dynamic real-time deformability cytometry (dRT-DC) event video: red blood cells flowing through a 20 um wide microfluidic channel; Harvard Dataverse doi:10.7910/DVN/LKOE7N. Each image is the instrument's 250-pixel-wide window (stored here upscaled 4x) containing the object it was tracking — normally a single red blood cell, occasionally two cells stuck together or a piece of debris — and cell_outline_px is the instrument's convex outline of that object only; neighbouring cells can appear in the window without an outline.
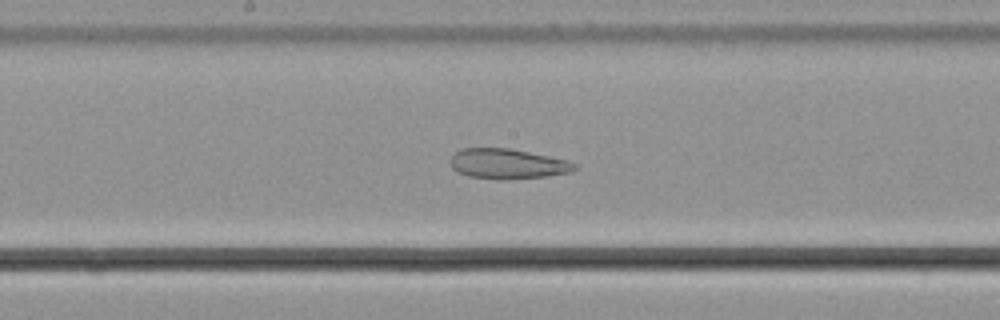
{"species": "common noctule bat (a hibernating species)", "species_latin": "Nyctalus noctula", "temperature_condition": "cold", "stored_images_in_passage": 52, "camera_frame_rate_fps": 3000, "um_per_image_px": 0.085, "animal": {"sex": "male", "body_mass_g": 21.5, "forearm_length_mm": 52.0}, "frame": {"image": 1, "passage_image": 26, "time_ms": 8.333, "image_size_px": [1000, 320], "cell_outline_px": [[580, 168], [572, 172], [548, 176], [504, 180], [496, 180], [468, 176], [456, 172], [452, 168], [452, 156], [456, 152], [464, 148], [508, 148], [568, 160], [576, 164]], "centroid_in_image_um": [43.18, 13.94], "position_along_channel_um": 205.0, "area_um2": 21.91}}
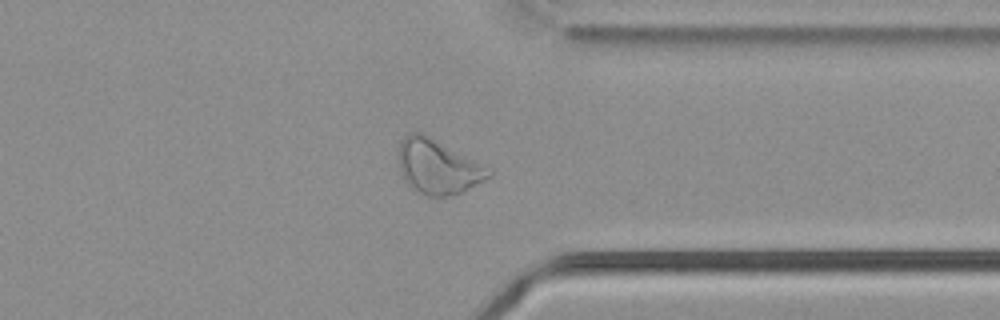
{"frame": {"image": 2, "passage_image": 40, "time_ms": 13.0, "image_size_px": [1000, 320], "cell_outline_px": [[492, 176], [460, 192], [448, 196], [424, 196], [416, 192], [404, 180], [400, 172], [400, 140], [404, 136], [412, 132], [420, 132], [480, 164], [492, 172]], "centroid_in_image_um": [37.16, 14.2], "position_along_channel_um": 374.2, "area_um2": 27.69}}
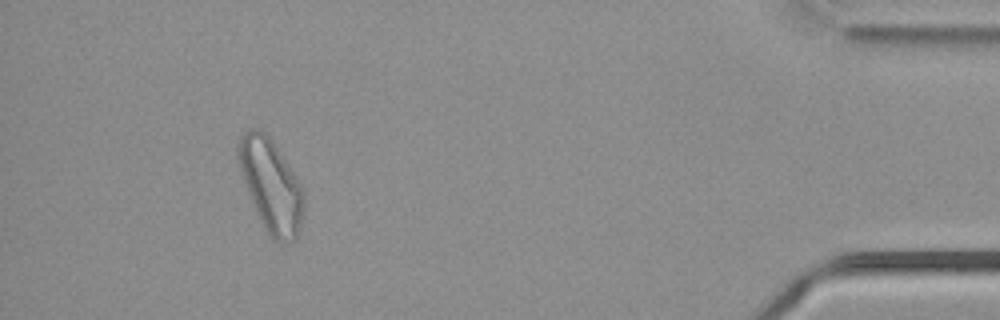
{"frame": {"image": 3, "passage_image": 48, "time_ms": 15.667, "image_size_px": [1000, 320], "cell_outline_px": [[304, 208], [300, 224], [296, 236], [292, 240], [272, 240], [264, 228], [260, 220], [248, 192], [240, 172], [236, 156], [236, 148], [240, 136], [248, 128], [256, 128], [264, 132], [268, 136], [300, 184], [304, 196]], "centroid_in_image_um": [22.98, 15.73], "position_along_channel_um": 412.2, "area_um2": 34.56}}